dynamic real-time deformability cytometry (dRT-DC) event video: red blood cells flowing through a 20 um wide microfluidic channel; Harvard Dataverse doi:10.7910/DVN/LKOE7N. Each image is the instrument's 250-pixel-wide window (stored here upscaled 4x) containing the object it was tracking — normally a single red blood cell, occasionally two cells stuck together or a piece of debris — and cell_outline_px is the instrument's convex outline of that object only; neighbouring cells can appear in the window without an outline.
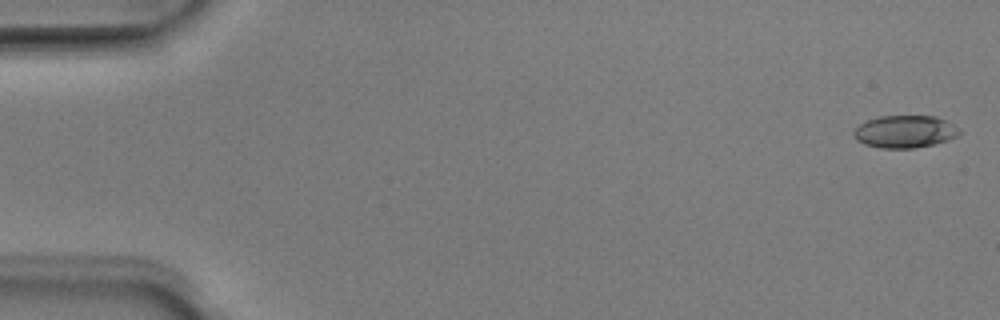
{"species": "Egyptian fruit bat (a non-hibernating species)", "species_latin": "Rousettus aegyptiacus", "temperature_condition": "room temperature", "stored_images_in_passage": 50, "camera_frame_rate_fps": 3000, "um_per_image_px": 0.085, "animal": {"sex": "male"}, "frame": {"image": 1, "passage_image": 1, "time_ms": 0.0, "image_size_px": [1000, 320], "cell_outline_px": [[964, 132], [948, 140], [916, 148], [880, 148], [864, 144], [856, 140], [852, 136], [852, 132], [860, 124], [868, 120], [880, 116], [936, 116], [960, 128]], "centroid_in_image_um": [76.91, 11.19], "position_along_channel_um": 8.1, "area_um2": 20.06}}
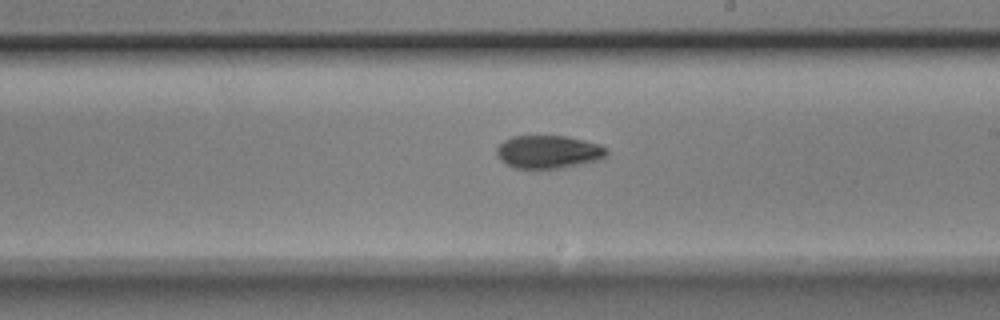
{"frame": {"image": 2, "passage_image": 29, "time_ms": 9.333, "image_size_px": [1000, 320], "cell_outline_px": [[608, 152], [600, 160], [560, 168], [512, 168], [500, 160], [496, 156], [496, 148], [504, 140], [512, 136], [564, 136], [600, 144], [608, 148]], "centroid_in_image_um": [46.59, 12.91], "position_along_channel_um": 242.4, "area_um2": 21.21}}
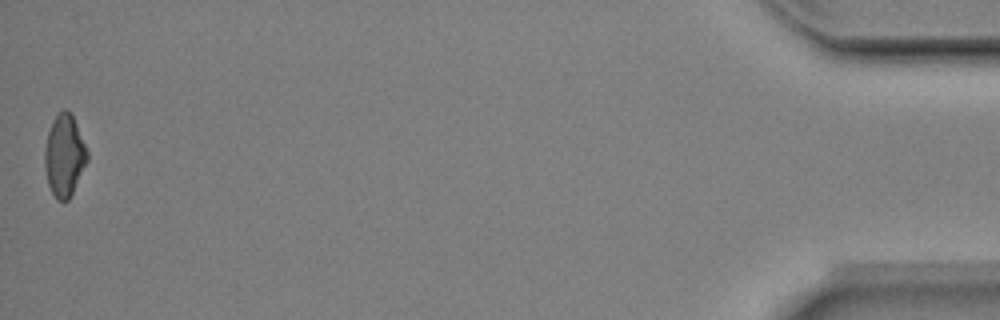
{"frame": {"image": 3, "passage_image": 50, "time_ms": 16.333, "image_size_px": [1000, 320], "cell_outline_px": [[88, 160], [68, 200], [56, 200], [48, 184], [44, 168], [44, 152], [48, 132], [52, 120], [64, 108], [72, 116], [76, 124], [88, 152]], "centroid_in_image_um": [5.45, 13.23], "position_along_channel_um": 429.7, "area_um2": 20.0}, "authors_computed_cell_mechanics": {"area_um2": 20.4323, "velocity_mm_per_s": 4.0276, "shape_relaxation_time_tau1_ms": 3.8202, "shape_relaxation_time_tau2_ms": null, "deformation_change_tau1": 0.1461, "deformation_change_tau2": null}}